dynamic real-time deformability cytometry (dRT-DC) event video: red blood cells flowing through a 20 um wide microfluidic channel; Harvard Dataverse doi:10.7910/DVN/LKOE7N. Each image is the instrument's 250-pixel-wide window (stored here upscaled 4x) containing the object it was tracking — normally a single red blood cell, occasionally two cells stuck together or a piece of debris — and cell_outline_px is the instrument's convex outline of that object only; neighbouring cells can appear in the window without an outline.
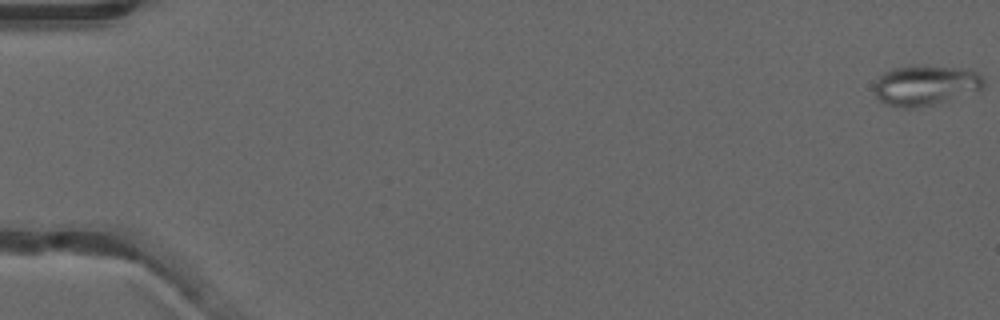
{"species": "common noctule bat (a hibernating species)", "species_latin": "Nyctalus noctula", "temperature_condition": "warm", "stored_images_in_passage": 53, "camera_frame_rate_fps": 3000, "um_per_image_px": 0.085, "animal": {"sex": "male", "forearm_length_mm": 52.5}, "frame": {"image": 1, "passage_image": 1, "time_ms": 0.0, "image_size_px": [1000, 320], "cell_outline_px": [[984, 84], [980, 92], [916, 108], [900, 108], [888, 104], [880, 100], [876, 96], [876, 80], [884, 72], [892, 68], [968, 68], [976, 72], [984, 80]], "centroid_in_image_um": [78.71, 7.29], "position_along_channel_um": 6.3, "area_um2": 24.97}}
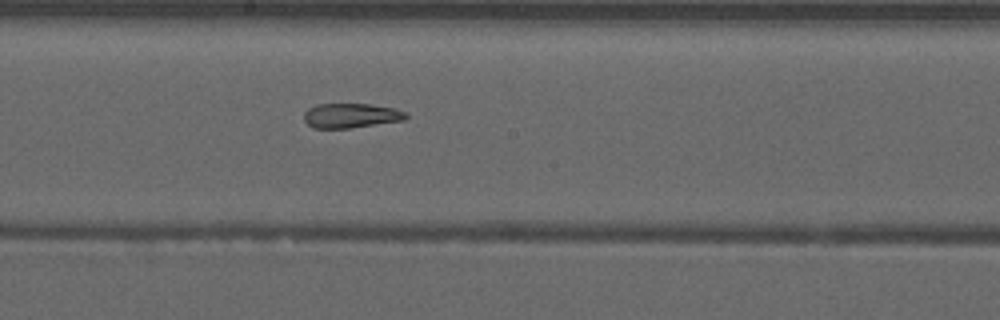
{"frame": {"image": 2, "passage_image": 30, "time_ms": 9.667, "image_size_px": [1000, 320], "cell_outline_px": [[408, 116], [404, 120], [348, 128], [312, 128], [304, 120], [304, 112], [308, 108], [316, 104], [368, 104], [392, 108], [408, 112]], "centroid_in_image_um": [29.81, 9.82], "position_along_channel_um": 218.4, "area_um2": 14.57}}
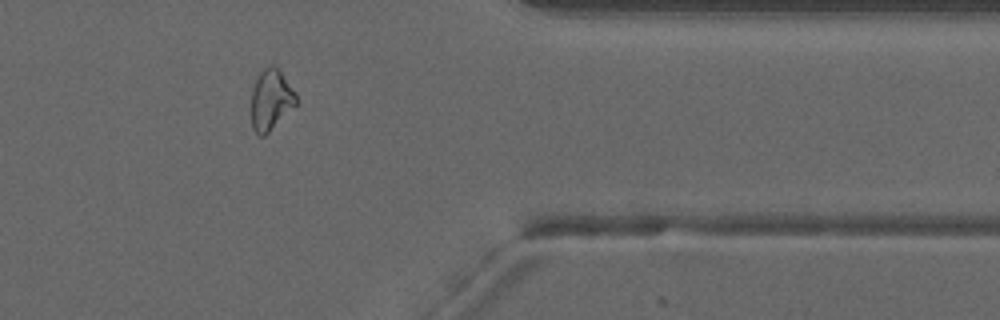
{"frame": {"image": 3, "passage_image": 44, "time_ms": 14.333, "image_size_px": [1000, 320], "cell_outline_px": [[296, 104], [264, 136], [260, 136], [252, 128], [252, 88], [260, 72], [264, 68], [272, 64], [280, 72], [296, 92]], "centroid_in_image_um": [23.01, 8.48], "position_along_channel_um": 388.4, "area_um2": 15.43}, "authors_computed_cell_mechanics": {"area_um2": 18.207, "velocity_mm_per_s": 3.9691, "shape_relaxation_time_tau1_ms": null, "shape_relaxation_time_tau2_ms": 2.1775, "deformation_change_tau1": null, "deformation_change_tau2": 0.0965}}